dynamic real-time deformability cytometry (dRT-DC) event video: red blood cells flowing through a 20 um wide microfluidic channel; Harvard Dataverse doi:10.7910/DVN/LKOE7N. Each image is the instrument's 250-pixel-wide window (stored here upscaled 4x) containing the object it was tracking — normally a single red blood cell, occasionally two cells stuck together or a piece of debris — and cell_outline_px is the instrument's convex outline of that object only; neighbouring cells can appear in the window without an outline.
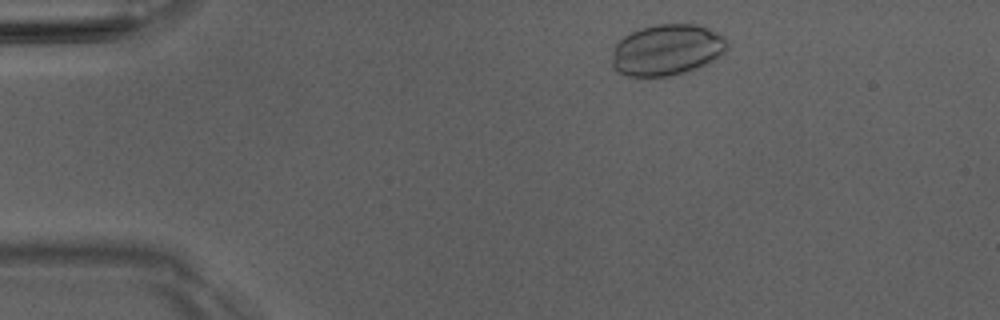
{"species": "Egyptian fruit bat (a non-hibernating species)", "species_latin": "Rousettus aegyptiacus", "temperature_condition": "room temperature", "stored_images_in_passage": 45, "camera_frame_rate_fps": 3000, "um_per_image_px": 0.085, "animal": {"sex": "male"}, "frame": {"image": 1, "passage_image": 3, "time_ms": 0.667, "image_size_px": [1000, 320], "cell_outline_px": [[728, 48], [720, 56], [692, 72], [672, 76], [628, 76], [616, 72], [612, 68], [612, 48], [624, 36], [640, 28], [656, 24], [696, 24], [708, 28], [724, 36], [728, 44]], "centroid_in_image_um": [56.69, 4.26], "position_along_channel_um": 28.3, "area_um2": 34.85}}
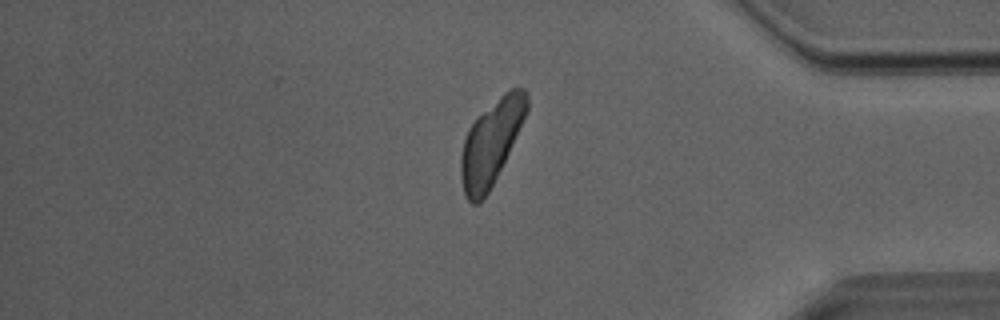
{"frame": {"image": 2, "passage_image": 37, "time_ms": 12.0, "image_size_px": [1000, 320], "cell_outline_px": [[528, 112], [488, 192], [480, 204], [472, 204], [468, 200], [464, 192], [460, 176], [460, 156], [464, 140], [468, 128], [508, 88], [524, 88], [528, 92]], "centroid_in_image_um": [41.74, 12.12], "position_along_channel_um": 393.5, "area_um2": 31.85}}
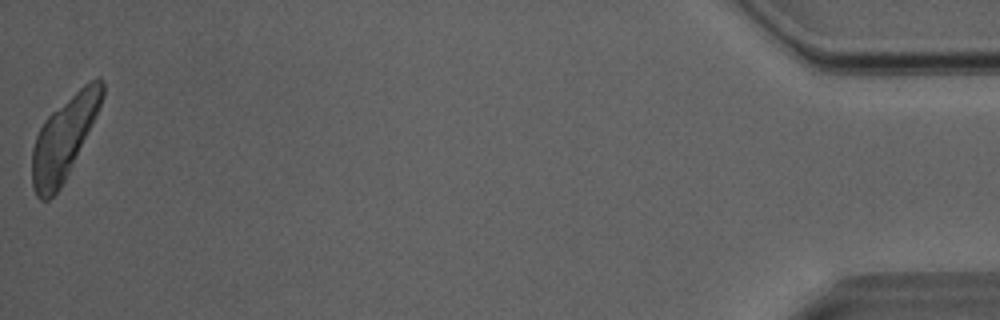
{"frame": {"image": 3, "passage_image": 45, "time_ms": 14.667, "image_size_px": [1000, 320], "cell_outline_px": [[104, 96], [72, 164], [60, 188], [48, 200], [40, 200], [36, 196], [32, 188], [32, 148], [36, 136], [44, 120], [52, 112], [84, 84], [100, 76], [104, 80]], "centroid_in_image_um": [5.4, 11.73], "position_along_channel_um": 429.8, "area_um2": 32.6}}